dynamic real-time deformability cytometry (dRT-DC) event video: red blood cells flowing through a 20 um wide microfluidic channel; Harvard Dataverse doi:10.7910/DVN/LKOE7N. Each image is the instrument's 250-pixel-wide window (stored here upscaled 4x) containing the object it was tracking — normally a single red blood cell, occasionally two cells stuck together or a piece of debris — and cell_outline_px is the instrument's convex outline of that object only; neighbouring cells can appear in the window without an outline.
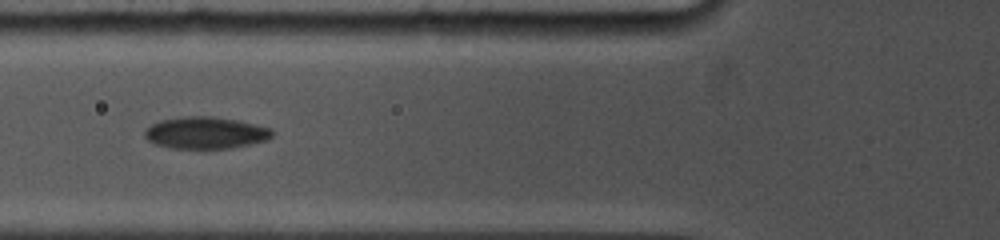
{"species": "common noctule bat (a hibernating species)", "species_latin": "Nyctalus noctula", "temperature_condition": "cold", "stored_images_in_passage": 5, "camera_frame_rate_fps": 5000, "um_per_image_px": 0.085, "animal": {"sex": "female", "body_mass_g": 19.0, "forearm_length_mm": 53.3}, "frame": {"image": 1, "passage_image": 4, "time_ms": 2.0, "image_size_px": [1000, 240], "cell_outline_px": [[272, 136], [268, 140], [232, 148], [168, 148], [156, 144], [148, 140], [144, 136], [144, 128], [160, 120], [184, 116], [212, 116], [236, 120], [272, 128]], "centroid_in_image_um": [17.45, 11.28], "position_along_channel_um": 108.3, "area_um2": 23.76}}